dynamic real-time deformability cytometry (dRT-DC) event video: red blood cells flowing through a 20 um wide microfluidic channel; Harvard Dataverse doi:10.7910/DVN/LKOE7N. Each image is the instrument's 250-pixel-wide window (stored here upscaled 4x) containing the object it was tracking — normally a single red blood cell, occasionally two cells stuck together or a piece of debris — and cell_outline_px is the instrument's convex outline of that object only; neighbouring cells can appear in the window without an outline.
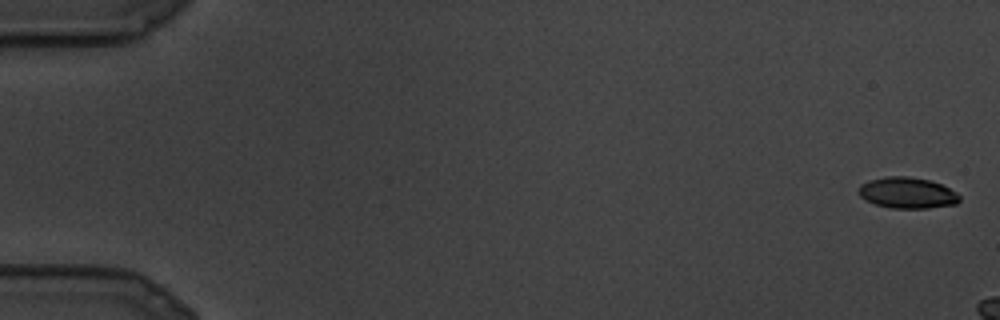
{"species": "common noctule bat (a hibernating species)", "species_latin": "Nyctalus noctula", "temperature_condition": "cold", "stored_images_in_passage": 7, "camera_frame_rate_fps": 3000, "um_per_image_px": 0.085, "animal": {"sex": "male", "body_mass_g": 19.5, "forearm_length_mm": 54.6}, "frame": {"image": 1, "passage_image": 1, "time_ms": 0.0, "image_size_px": [1000, 320], "cell_outline_px": [[960, 200], [956, 204], [928, 208], [892, 208], [876, 204], [864, 200], [860, 196], [860, 184], [868, 180], [884, 176], [908, 176], [928, 180], [940, 184], [956, 192], [960, 196]], "centroid_in_image_um": [77.11, 16.39], "position_along_channel_um": 7.9, "area_um2": 18.21}}